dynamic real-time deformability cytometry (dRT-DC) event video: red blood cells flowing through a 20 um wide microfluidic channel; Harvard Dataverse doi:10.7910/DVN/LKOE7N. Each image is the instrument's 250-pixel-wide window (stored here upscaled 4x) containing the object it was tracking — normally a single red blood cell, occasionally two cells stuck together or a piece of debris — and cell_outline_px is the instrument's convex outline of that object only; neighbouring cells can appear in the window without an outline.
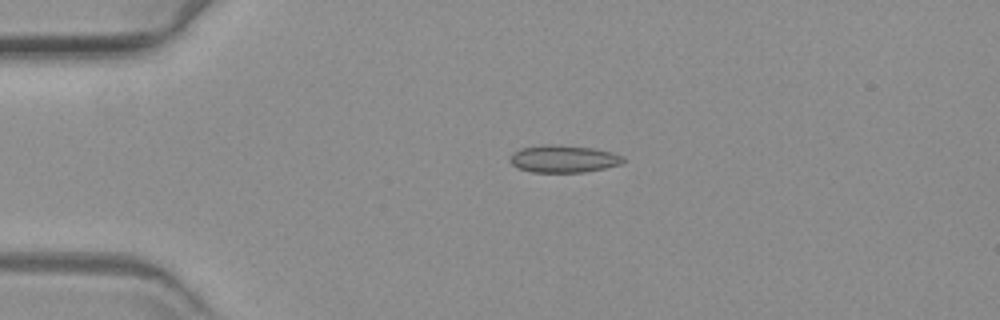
{"species": "common noctule bat (a hibernating species)", "species_latin": "Nyctalus noctula", "temperature_condition": "warm", "stored_images_in_passage": 47, "camera_frame_rate_fps": 3000, "um_per_image_px": 0.085, "animal": {"sex": "female", "body_mass_g": 19.3, "forearm_length_mm": 54.1}, "frame": {"image": 1, "passage_image": 1, "time_ms": 0.0, "image_size_px": [1000, 320], "cell_outline_px": [[624, 160], [620, 164], [604, 168], [584, 172], [532, 172], [520, 168], [512, 164], [508, 160], [512, 152], [524, 148], [548, 144], [592, 148], [612, 152], [624, 156]], "centroid_in_image_um": [47.9, 13.5], "position_along_channel_um": 37.1, "area_um2": 17.8}}
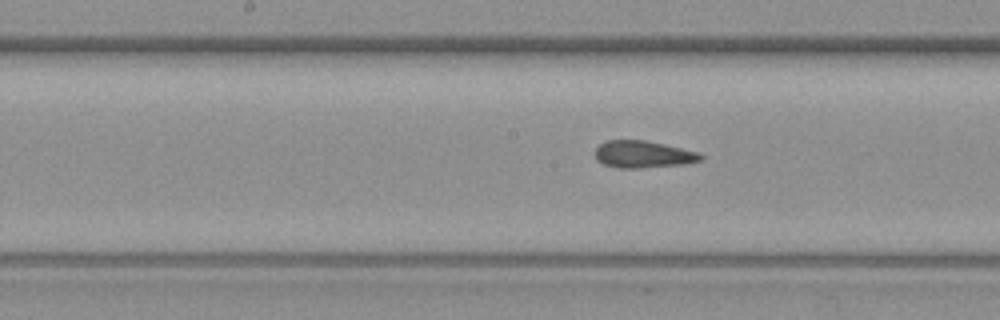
{"frame": {"image": 2, "passage_image": 18, "time_ms": 5.667, "image_size_px": [1000, 320], "cell_outline_px": [[704, 156], [700, 160], [684, 164], [640, 168], [616, 168], [604, 164], [596, 160], [596, 148], [600, 144], [608, 140], [644, 140], [664, 144], [700, 152]], "centroid_in_image_um": [54.67, 13.12], "position_along_channel_um": 193.5, "area_um2": 16.65}}
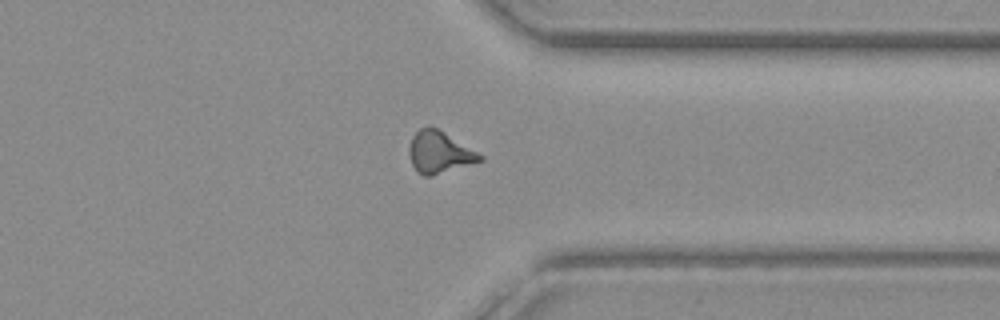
{"frame": {"image": 3, "passage_image": 34, "time_ms": 11.0, "image_size_px": [1000, 320], "cell_outline_px": [[484, 160], [432, 176], [424, 176], [416, 172], [412, 164], [408, 152], [408, 148], [412, 136], [420, 128], [428, 124], [444, 132], [484, 156]], "centroid_in_image_um": [37.32, 12.94], "position_along_channel_um": 374.1, "area_um2": 17.34}}